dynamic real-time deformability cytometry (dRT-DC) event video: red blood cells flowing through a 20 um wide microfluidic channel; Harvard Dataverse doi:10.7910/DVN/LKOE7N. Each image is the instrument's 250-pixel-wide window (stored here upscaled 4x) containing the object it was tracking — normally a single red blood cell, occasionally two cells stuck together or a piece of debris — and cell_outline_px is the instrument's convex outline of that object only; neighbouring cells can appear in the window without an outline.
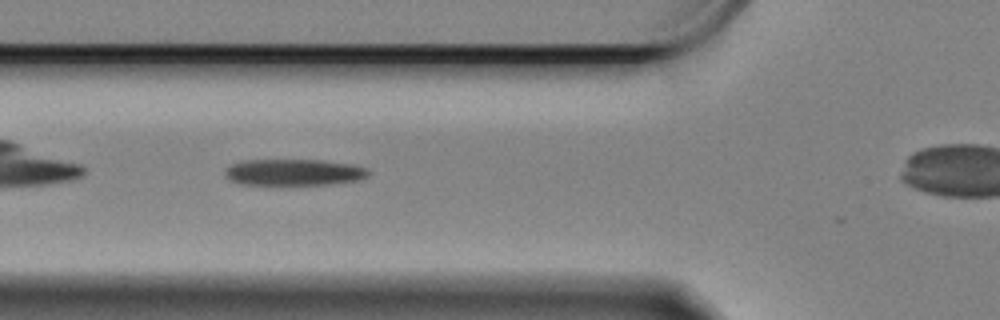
{"species": "Egyptian fruit bat (a non-hibernating species)", "species_latin": "Rousettus aegyptiacus", "temperature_condition": "cold", "stored_images_in_passage": 9, "camera_frame_rate_fps": 3000, "um_per_image_px": 0.085, "animal": {"sex": "female"}, "frame": {"image": 1, "passage_image": 5, "time_ms": 1.333, "image_size_px": [1000, 320], "cell_outline_px": [[368, 176], [356, 180], [332, 184], [288, 188], [240, 184], [228, 180], [224, 176], [224, 168], [240, 160], [324, 160], [352, 164], [368, 168]], "centroid_in_image_um": [24.89, 14.7], "position_along_channel_um": 100.9, "area_um2": 23.52}}
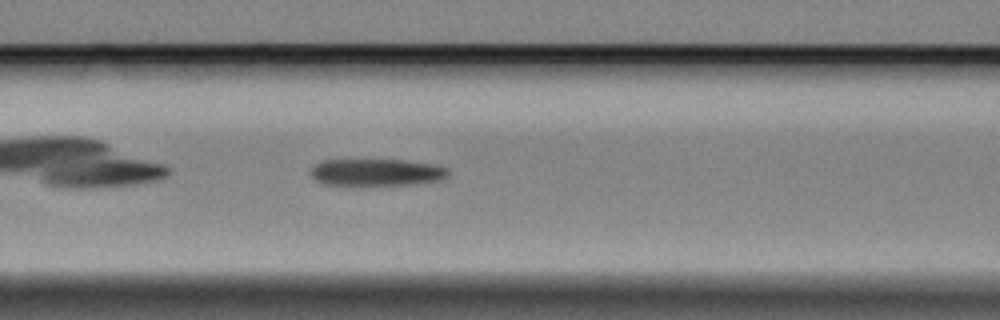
{"frame": {"image": 2, "passage_image": 8, "time_ms": 2.333, "image_size_px": [1000, 320], "cell_outline_px": [[448, 172], [444, 176], [436, 180], [408, 184], [320, 184], [308, 172], [320, 160], [404, 160], [436, 164], [448, 168]], "centroid_in_image_um": [31.94, 14.62], "position_along_channel_um": 134.7, "area_um2": 21.21}}